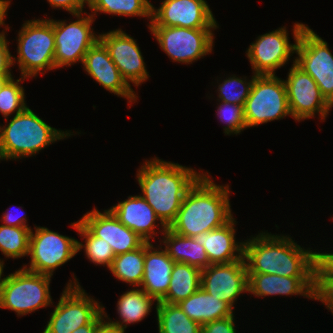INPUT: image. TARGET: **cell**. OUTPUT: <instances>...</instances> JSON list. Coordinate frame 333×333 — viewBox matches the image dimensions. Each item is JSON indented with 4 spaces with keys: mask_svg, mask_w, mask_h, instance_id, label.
<instances>
[{
    "mask_svg": "<svg viewBox=\"0 0 333 333\" xmlns=\"http://www.w3.org/2000/svg\"><path fill=\"white\" fill-rule=\"evenodd\" d=\"M153 247L151 242L145 241L144 276L140 287L159 302L167 294L175 262L165 249Z\"/></svg>",
    "mask_w": 333,
    "mask_h": 333,
    "instance_id": "obj_21",
    "label": "cell"
},
{
    "mask_svg": "<svg viewBox=\"0 0 333 333\" xmlns=\"http://www.w3.org/2000/svg\"><path fill=\"white\" fill-rule=\"evenodd\" d=\"M313 299L321 301L333 313V277L328 276L317 264L314 269Z\"/></svg>",
    "mask_w": 333,
    "mask_h": 333,
    "instance_id": "obj_36",
    "label": "cell"
},
{
    "mask_svg": "<svg viewBox=\"0 0 333 333\" xmlns=\"http://www.w3.org/2000/svg\"><path fill=\"white\" fill-rule=\"evenodd\" d=\"M51 277L23 267L4 277L0 292V308H7L15 311L18 316H24L51 305Z\"/></svg>",
    "mask_w": 333,
    "mask_h": 333,
    "instance_id": "obj_6",
    "label": "cell"
},
{
    "mask_svg": "<svg viewBox=\"0 0 333 333\" xmlns=\"http://www.w3.org/2000/svg\"><path fill=\"white\" fill-rule=\"evenodd\" d=\"M52 8L65 9L70 14L83 12L85 4H88V0H47Z\"/></svg>",
    "mask_w": 333,
    "mask_h": 333,
    "instance_id": "obj_39",
    "label": "cell"
},
{
    "mask_svg": "<svg viewBox=\"0 0 333 333\" xmlns=\"http://www.w3.org/2000/svg\"><path fill=\"white\" fill-rule=\"evenodd\" d=\"M7 124L0 129V160L35 155L51 143L73 135L51 127L29 107L15 114Z\"/></svg>",
    "mask_w": 333,
    "mask_h": 333,
    "instance_id": "obj_4",
    "label": "cell"
},
{
    "mask_svg": "<svg viewBox=\"0 0 333 333\" xmlns=\"http://www.w3.org/2000/svg\"><path fill=\"white\" fill-rule=\"evenodd\" d=\"M82 65L88 75L107 91L127 98L129 103L137 100L138 96L122 78L108 50L100 40L85 54Z\"/></svg>",
    "mask_w": 333,
    "mask_h": 333,
    "instance_id": "obj_19",
    "label": "cell"
},
{
    "mask_svg": "<svg viewBox=\"0 0 333 333\" xmlns=\"http://www.w3.org/2000/svg\"><path fill=\"white\" fill-rule=\"evenodd\" d=\"M5 32L0 33V75H12L10 67L15 64L16 57L11 55Z\"/></svg>",
    "mask_w": 333,
    "mask_h": 333,
    "instance_id": "obj_38",
    "label": "cell"
},
{
    "mask_svg": "<svg viewBox=\"0 0 333 333\" xmlns=\"http://www.w3.org/2000/svg\"><path fill=\"white\" fill-rule=\"evenodd\" d=\"M145 242L137 249L115 256L109 268L114 277L140 287L144 276Z\"/></svg>",
    "mask_w": 333,
    "mask_h": 333,
    "instance_id": "obj_28",
    "label": "cell"
},
{
    "mask_svg": "<svg viewBox=\"0 0 333 333\" xmlns=\"http://www.w3.org/2000/svg\"><path fill=\"white\" fill-rule=\"evenodd\" d=\"M10 5V0H0V26L2 27V25L4 26L5 24V20L4 18L7 15V10L9 8Z\"/></svg>",
    "mask_w": 333,
    "mask_h": 333,
    "instance_id": "obj_44",
    "label": "cell"
},
{
    "mask_svg": "<svg viewBox=\"0 0 333 333\" xmlns=\"http://www.w3.org/2000/svg\"><path fill=\"white\" fill-rule=\"evenodd\" d=\"M244 242L248 273L285 277H314L316 252L304 249L290 237L260 233Z\"/></svg>",
    "mask_w": 333,
    "mask_h": 333,
    "instance_id": "obj_2",
    "label": "cell"
},
{
    "mask_svg": "<svg viewBox=\"0 0 333 333\" xmlns=\"http://www.w3.org/2000/svg\"><path fill=\"white\" fill-rule=\"evenodd\" d=\"M3 225L6 226H14V227H28L26 217H23V215L16 216L11 211H7L3 214L1 218Z\"/></svg>",
    "mask_w": 333,
    "mask_h": 333,
    "instance_id": "obj_41",
    "label": "cell"
},
{
    "mask_svg": "<svg viewBox=\"0 0 333 333\" xmlns=\"http://www.w3.org/2000/svg\"><path fill=\"white\" fill-rule=\"evenodd\" d=\"M31 227L0 225V251L7 258H21L29 254Z\"/></svg>",
    "mask_w": 333,
    "mask_h": 333,
    "instance_id": "obj_32",
    "label": "cell"
},
{
    "mask_svg": "<svg viewBox=\"0 0 333 333\" xmlns=\"http://www.w3.org/2000/svg\"><path fill=\"white\" fill-rule=\"evenodd\" d=\"M150 160L139 168L137 181L164 232L175 221L187 191L204 173L157 157Z\"/></svg>",
    "mask_w": 333,
    "mask_h": 333,
    "instance_id": "obj_1",
    "label": "cell"
},
{
    "mask_svg": "<svg viewBox=\"0 0 333 333\" xmlns=\"http://www.w3.org/2000/svg\"><path fill=\"white\" fill-rule=\"evenodd\" d=\"M94 333H125V331L110 325L106 320H104L95 330Z\"/></svg>",
    "mask_w": 333,
    "mask_h": 333,
    "instance_id": "obj_43",
    "label": "cell"
},
{
    "mask_svg": "<svg viewBox=\"0 0 333 333\" xmlns=\"http://www.w3.org/2000/svg\"><path fill=\"white\" fill-rule=\"evenodd\" d=\"M12 77V75H0V91L4 84Z\"/></svg>",
    "mask_w": 333,
    "mask_h": 333,
    "instance_id": "obj_45",
    "label": "cell"
},
{
    "mask_svg": "<svg viewBox=\"0 0 333 333\" xmlns=\"http://www.w3.org/2000/svg\"><path fill=\"white\" fill-rule=\"evenodd\" d=\"M201 287V270L186 263L175 262L167 294L159 301L178 304Z\"/></svg>",
    "mask_w": 333,
    "mask_h": 333,
    "instance_id": "obj_27",
    "label": "cell"
},
{
    "mask_svg": "<svg viewBox=\"0 0 333 333\" xmlns=\"http://www.w3.org/2000/svg\"><path fill=\"white\" fill-rule=\"evenodd\" d=\"M99 40L104 44L108 53L117 66L122 78L131 86H139L147 81L149 74L145 67L144 58L136 41L122 31L116 29L99 34Z\"/></svg>",
    "mask_w": 333,
    "mask_h": 333,
    "instance_id": "obj_17",
    "label": "cell"
},
{
    "mask_svg": "<svg viewBox=\"0 0 333 333\" xmlns=\"http://www.w3.org/2000/svg\"><path fill=\"white\" fill-rule=\"evenodd\" d=\"M3 268H4V263L3 262H0V292H1V289H2V283H3V278L1 279L2 277V273H3Z\"/></svg>",
    "mask_w": 333,
    "mask_h": 333,
    "instance_id": "obj_46",
    "label": "cell"
},
{
    "mask_svg": "<svg viewBox=\"0 0 333 333\" xmlns=\"http://www.w3.org/2000/svg\"><path fill=\"white\" fill-rule=\"evenodd\" d=\"M162 234L164 248L174 262L186 263L200 270L211 265L204 246L197 243L193 237L177 234L169 227Z\"/></svg>",
    "mask_w": 333,
    "mask_h": 333,
    "instance_id": "obj_25",
    "label": "cell"
},
{
    "mask_svg": "<svg viewBox=\"0 0 333 333\" xmlns=\"http://www.w3.org/2000/svg\"><path fill=\"white\" fill-rule=\"evenodd\" d=\"M178 305L190 319L201 326L234 315L230 304L210 295L202 287Z\"/></svg>",
    "mask_w": 333,
    "mask_h": 333,
    "instance_id": "obj_24",
    "label": "cell"
},
{
    "mask_svg": "<svg viewBox=\"0 0 333 333\" xmlns=\"http://www.w3.org/2000/svg\"><path fill=\"white\" fill-rule=\"evenodd\" d=\"M154 301L157 303L144 290L141 288L137 289L136 287V289L126 291L117 301L116 307L122 321H110L103 307L104 318L108 319L107 321L110 325L125 331L127 325L140 322L151 312Z\"/></svg>",
    "mask_w": 333,
    "mask_h": 333,
    "instance_id": "obj_26",
    "label": "cell"
},
{
    "mask_svg": "<svg viewBox=\"0 0 333 333\" xmlns=\"http://www.w3.org/2000/svg\"><path fill=\"white\" fill-rule=\"evenodd\" d=\"M205 0H164L158 9L152 7L149 26L218 28Z\"/></svg>",
    "mask_w": 333,
    "mask_h": 333,
    "instance_id": "obj_15",
    "label": "cell"
},
{
    "mask_svg": "<svg viewBox=\"0 0 333 333\" xmlns=\"http://www.w3.org/2000/svg\"><path fill=\"white\" fill-rule=\"evenodd\" d=\"M316 264L330 277H333V252H316Z\"/></svg>",
    "mask_w": 333,
    "mask_h": 333,
    "instance_id": "obj_40",
    "label": "cell"
},
{
    "mask_svg": "<svg viewBox=\"0 0 333 333\" xmlns=\"http://www.w3.org/2000/svg\"><path fill=\"white\" fill-rule=\"evenodd\" d=\"M29 238V271L52 276L55 269L77 255V241L46 227L35 226Z\"/></svg>",
    "mask_w": 333,
    "mask_h": 333,
    "instance_id": "obj_11",
    "label": "cell"
},
{
    "mask_svg": "<svg viewBox=\"0 0 333 333\" xmlns=\"http://www.w3.org/2000/svg\"><path fill=\"white\" fill-rule=\"evenodd\" d=\"M306 25L295 23L293 36L295 44H290L286 27L258 36L250 44L247 57L256 75H275V70L284 66L293 53H296L297 41Z\"/></svg>",
    "mask_w": 333,
    "mask_h": 333,
    "instance_id": "obj_12",
    "label": "cell"
},
{
    "mask_svg": "<svg viewBox=\"0 0 333 333\" xmlns=\"http://www.w3.org/2000/svg\"><path fill=\"white\" fill-rule=\"evenodd\" d=\"M159 333H200L201 325L190 319L178 304L156 303Z\"/></svg>",
    "mask_w": 333,
    "mask_h": 333,
    "instance_id": "obj_29",
    "label": "cell"
},
{
    "mask_svg": "<svg viewBox=\"0 0 333 333\" xmlns=\"http://www.w3.org/2000/svg\"><path fill=\"white\" fill-rule=\"evenodd\" d=\"M204 173L187 191L175 221L169 228L182 236L195 237L227 223L233 215L229 186L217 185Z\"/></svg>",
    "mask_w": 333,
    "mask_h": 333,
    "instance_id": "obj_3",
    "label": "cell"
},
{
    "mask_svg": "<svg viewBox=\"0 0 333 333\" xmlns=\"http://www.w3.org/2000/svg\"><path fill=\"white\" fill-rule=\"evenodd\" d=\"M255 76L256 74H253L249 82L246 81V77L244 79L234 75L233 77H228V79L226 78L223 80L217 90L219 93L218 101L245 106V102L250 94Z\"/></svg>",
    "mask_w": 333,
    "mask_h": 333,
    "instance_id": "obj_34",
    "label": "cell"
},
{
    "mask_svg": "<svg viewBox=\"0 0 333 333\" xmlns=\"http://www.w3.org/2000/svg\"><path fill=\"white\" fill-rule=\"evenodd\" d=\"M235 222L232 217L223 226L194 237L197 243L204 246L210 264H228L243 257L244 242L235 240Z\"/></svg>",
    "mask_w": 333,
    "mask_h": 333,
    "instance_id": "obj_20",
    "label": "cell"
},
{
    "mask_svg": "<svg viewBox=\"0 0 333 333\" xmlns=\"http://www.w3.org/2000/svg\"><path fill=\"white\" fill-rule=\"evenodd\" d=\"M296 54L295 64L314 79L333 106V55L327 42L305 26L297 41Z\"/></svg>",
    "mask_w": 333,
    "mask_h": 333,
    "instance_id": "obj_10",
    "label": "cell"
},
{
    "mask_svg": "<svg viewBox=\"0 0 333 333\" xmlns=\"http://www.w3.org/2000/svg\"><path fill=\"white\" fill-rule=\"evenodd\" d=\"M160 48L173 62L190 64L212 52L213 29L148 26Z\"/></svg>",
    "mask_w": 333,
    "mask_h": 333,
    "instance_id": "obj_9",
    "label": "cell"
},
{
    "mask_svg": "<svg viewBox=\"0 0 333 333\" xmlns=\"http://www.w3.org/2000/svg\"><path fill=\"white\" fill-rule=\"evenodd\" d=\"M291 116L284 80L276 75H256L244 106L246 127Z\"/></svg>",
    "mask_w": 333,
    "mask_h": 333,
    "instance_id": "obj_7",
    "label": "cell"
},
{
    "mask_svg": "<svg viewBox=\"0 0 333 333\" xmlns=\"http://www.w3.org/2000/svg\"><path fill=\"white\" fill-rule=\"evenodd\" d=\"M313 287L314 277L248 273V293H252L255 297L295 294L313 299Z\"/></svg>",
    "mask_w": 333,
    "mask_h": 333,
    "instance_id": "obj_22",
    "label": "cell"
},
{
    "mask_svg": "<svg viewBox=\"0 0 333 333\" xmlns=\"http://www.w3.org/2000/svg\"><path fill=\"white\" fill-rule=\"evenodd\" d=\"M201 287L234 308L240 294L248 292V270L244 256L228 264H211L201 270Z\"/></svg>",
    "mask_w": 333,
    "mask_h": 333,
    "instance_id": "obj_16",
    "label": "cell"
},
{
    "mask_svg": "<svg viewBox=\"0 0 333 333\" xmlns=\"http://www.w3.org/2000/svg\"><path fill=\"white\" fill-rule=\"evenodd\" d=\"M217 108V115L220 121L227 124L224 127L225 135L233 133L237 135L247 128L244 118V106L221 101Z\"/></svg>",
    "mask_w": 333,
    "mask_h": 333,
    "instance_id": "obj_35",
    "label": "cell"
},
{
    "mask_svg": "<svg viewBox=\"0 0 333 333\" xmlns=\"http://www.w3.org/2000/svg\"><path fill=\"white\" fill-rule=\"evenodd\" d=\"M82 13L74 14L78 20L74 22L53 20L55 36V67L71 66L83 62L85 54L99 40L91 28L94 17L91 14L83 17Z\"/></svg>",
    "mask_w": 333,
    "mask_h": 333,
    "instance_id": "obj_13",
    "label": "cell"
},
{
    "mask_svg": "<svg viewBox=\"0 0 333 333\" xmlns=\"http://www.w3.org/2000/svg\"><path fill=\"white\" fill-rule=\"evenodd\" d=\"M71 226L78 231L82 239H85V244L77 241V252L84 248L87 259L96 265H106L109 269L115 258V253L109 243L94 236L79 220L72 223Z\"/></svg>",
    "mask_w": 333,
    "mask_h": 333,
    "instance_id": "obj_31",
    "label": "cell"
},
{
    "mask_svg": "<svg viewBox=\"0 0 333 333\" xmlns=\"http://www.w3.org/2000/svg\"><path fill=\"white\" fill-rule=\"evenodd\" d=\"M284 82L289 109L295 121L314 118L316 113H319L321 120H325L333 106L321 94L314 79L298 67L295 60Z\"/></svg>",
    "mask_w": 333,
    "mask_h": 333,
    "instance_id": "obj_14",
    "label": "cell"
},
{
    "mask_svg": "<svg viewBox=\"0 0 333 333\" xmlns=\"http://www.w3.org/2000/svg\"><path fill=\"white\" fill-rule=\"evenodd\" d=\"M91 15L95 18L97 12L118 16H139L152 20L153 4L149 0H88Z\"/></svg>",
    "mask_w": 333,
    "mask_h": 333,
    "instance_id": "obj_30",
    "label": "cell"
},
{
    "mask_svg": "<svg viewBox=\"0 0 333 333\" xmlns=\"http://www.w3.org/2000/svg\"><path fill=\"white\" fill-rule=\"evenodd\" d=\"M69 280L43 333H72L75 329L91 323L103 306L82 289L76 277ZM73 282V283H72Z\"/></svg>",
    "mask_w": 333,
    "mask_h": 333,
    "instance_id": "obj_8",
    "label": "cell"
},
{
    "mask_svg": "<svg viewBox=\"0 0 333 333\" xmlns=\"http://www.w3.org/2000/svg\"><path fill=\"white\" fill-rule=\"evenodd\" d=\"M234 315L201 326L200 333H236Z\"/></svg>",
    "mask_w": 333,
    "mask_h": 333,
    "instance_id": "obj_37",
    "label": "cell"
},
{
    "mask_svg": "<svg viewBox=\"0 0 333 333\" xmlns=\"http://www.w3.org/2000/svg\"><path fill=\"white\" fill-rule=\"evenodd\" d=\"M17 64L21 76L31 78L55 67L53 19L28 20L18 32Z\"/></svg>",
    "mask_w": 333,
    "mask_h": 333,
    "instance_id": "obj_5",
    "label": "cell"
},
{
    "mask_svg": "<svg viewBox=\"0 0 333 333\" xmlns=\"http://www.w3.org/2000/svg\"><path fill=\"white\" fill-rule=\"evenodd\" d=\"M114 216L127 228L137 233L146 242L158 234L154 228L160 220L153 208L141 196H129L128 199L119 202L109 209ZM156 231V233H155Z\"/></svg>",
    "mask_w": 333,
    "mask_h": 333,
    "instance_id": "obj_23",
    "label": "cell"
},
{
    "mask_svg": "<svg viewBox=\"0 0 333 333\" xmlns=\"http://www.w3.org/2000/svg\"><path fill=\"white\" fill-rule=\"evenodd\" d=\"M94 236L106 240L115 256L139 248L145 240L123 225L108 209L103 213L96 207L79 220Z\"/></svg>",
    "mask_w": 333,
    "mask_h": 333,
    "instance_id": "obj_18",
    "label": "cell"
},
{
    "mask_svg": "<svg viewBox=\"0 0 333 333\" xmlns=\"http://www.w3.org/2000/svg\"><path fill=\"white\" fill-rule=\"evenodd\" d=\"M26 78L21 76L20 79L14 80V77H11L0 91V113L5 117L6 121L11 113L16 111V114H18L27 108L24 89L19 84Z\"/></svg>",
    "mask_w": 333,
    "mask_h": 333,
    "instance_id": "obj_33",
    "label": "cell"
},
{
    "mask_svg": "<svg viewBox=\"0 0 333 333\" xmlns=\"http://www.w3.org/2000/svg\"><path fill=\"white\" fill-rule=\"evenodd\" d=\"M104 319V312L102 311L91 323L75 329L72 333H94Z\"/></svg>",
    "mask_w": 333,
    "mask_h": 333,
    "instance_id": "obj_42",
    "label": "cell"
}]
</instances>
